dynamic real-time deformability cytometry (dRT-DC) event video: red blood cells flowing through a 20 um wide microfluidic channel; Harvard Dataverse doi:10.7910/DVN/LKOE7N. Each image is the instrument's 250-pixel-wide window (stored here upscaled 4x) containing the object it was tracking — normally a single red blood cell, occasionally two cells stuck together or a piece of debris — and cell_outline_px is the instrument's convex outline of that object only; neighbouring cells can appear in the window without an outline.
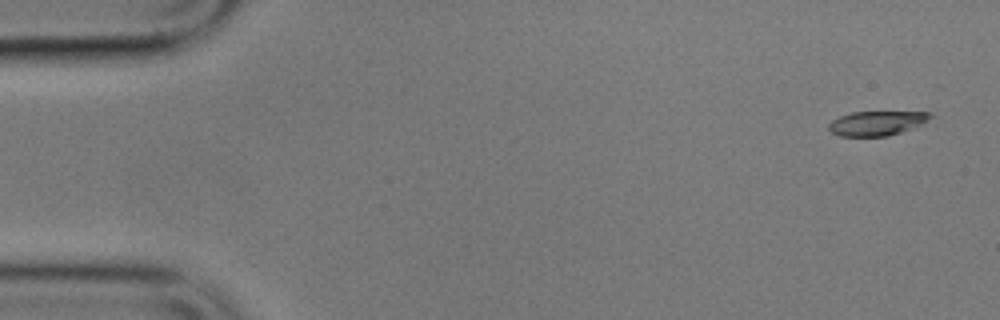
{"species": "common noctule bat (a hibernating species)", "species_latin": "Nyctalus noctula", "temperature_condition": "cold", "stored_images_in_passage": 5, "camera_frame_rate_fps": 3000, "um_per_image_px": 0.085, "animal": {"sex": "male", "body_mass_g": 17.9}, "frame": {"image": 1, "passage_image": 1, "time_ms": 0.0, "image_size_px": [1000, 320], "cell_outline_px": [[932, 116], [920, 124], [900, 132], [888, 136], [840, 136], [832, 132], [828, 128], [828, 124], [832, 120], [840, 116], [852, 112], [932, 112]], "centroid_in_image_um": [74.48, 10.47], "position_along_channel_um": 10.5, "area_um2": 14.22}}
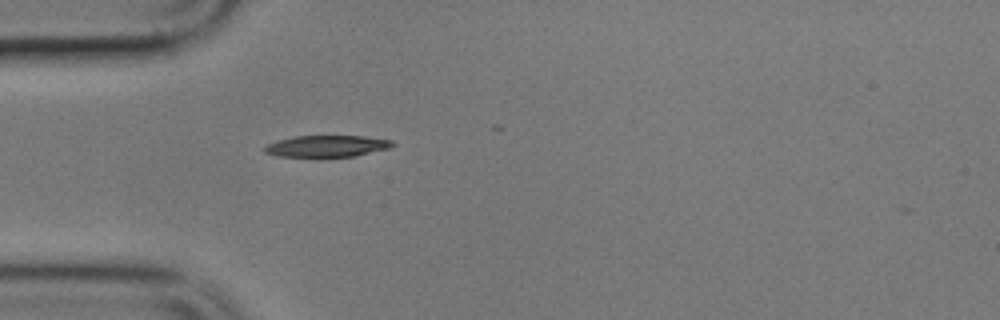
{"frame": {"image": 2, "passage_image": 5, "time_ms": 4.667, "image_size_px": [1000, 320], "cell_outline_px": [[396, 144], [392, 148], [356, 156], [276, 156], [264, 152], [264, 148], [268, 144], [276, 140], [292, 136], [364, 136], [392, 140]], "centroid_in_image_um": [27.83, 12.41], "position_along_channel_um": 57.2, "area_um2": 16.13}}